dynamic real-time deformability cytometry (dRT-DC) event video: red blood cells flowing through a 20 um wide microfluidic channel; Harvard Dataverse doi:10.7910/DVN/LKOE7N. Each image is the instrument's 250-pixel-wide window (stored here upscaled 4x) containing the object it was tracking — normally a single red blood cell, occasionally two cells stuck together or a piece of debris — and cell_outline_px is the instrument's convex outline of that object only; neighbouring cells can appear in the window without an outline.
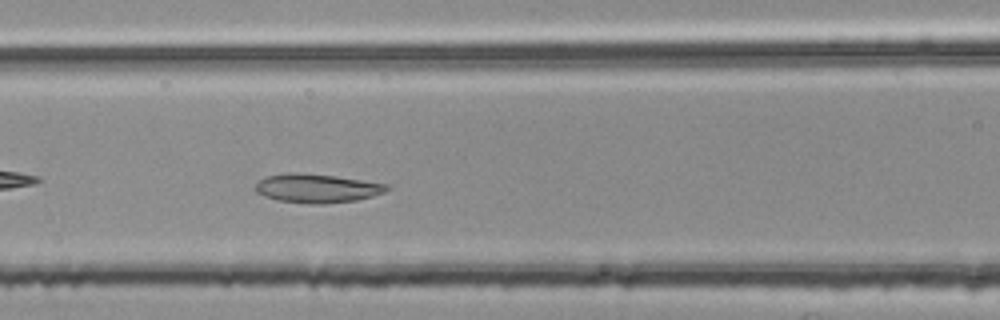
{"species": "common noctule bat (a hibernating species)", "species_latin": "Nyctalus noctula", "temperature_condition": "room temperature", "stored_images_in_passage": 32, "camera_frame_rate_fps": 3000, "um_per_image_px": 0.085, "animal": {"sex": "female", "body_mass_g": 25.1}, "frame": {"image": 1, "passage_image": 8, "time_ms": 2.333, "image_size_px": [1000, 320], "cell_outline_px": [[388, 188], [384, 192], [372, 196], [356, 200], [324, 204], [312, 204], [276, 200], [264, 196], [256, 192], [252, 188], [260, 180], [268, 176], [288, 172], [296, 172], [336, 176], [388, 184]], "centroid_in_image_um": [26.9, 16.0], "position_along_channel_um": 139.7, "area_um2": 22.08}}
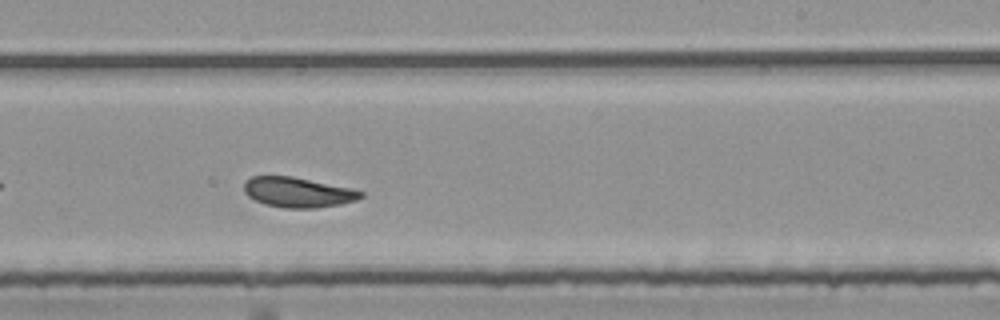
{"frame": {"image": 2, "passage_image": 18, "time_ms": 5.667, "image_size_px": [1000, 320], "cell_outline_px": [[364, 196], [356, 200], [340, 204], [316, 208], [284, 208], [264, 204], [248, 196], [244, 192], [244, 180], [252, 176], [292, 176], [352, 188], [364, 192]], "centroid_in_image_um": [25.32, 16.34], "position_along_channel_um": 263.7, "area_um2": 20.58}}
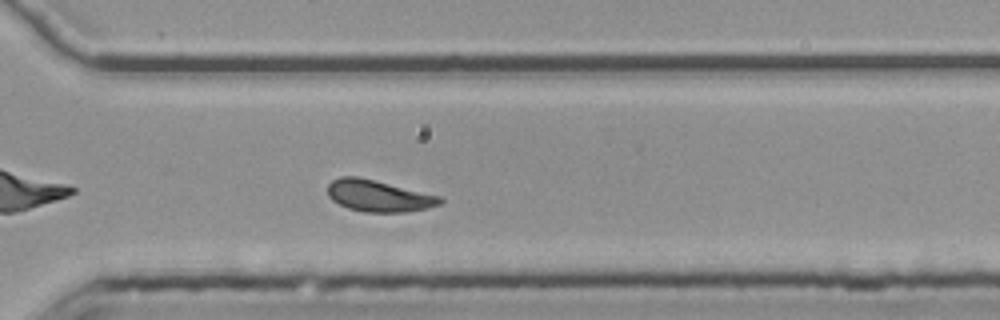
{"frame": {"image": 3, "passage_image": 24, "time_ms": 7.667, "image_size_px": [1000, 320], "cell_outline_px": [[444, 200], [440, 204], [428, 208], [408, 212], [364, 212], [348, 208], [332, 200], [328, 196], [328, 184], [332, 180], [340, 176], [356, 176], [444, 196]], "centroid_in_image_um": [32.22, 16.65], "position_along_channel_um": 338.4, "area_um2": 20.87}, "authors_computed_cell_mechanics": {"area_um2": 20.6057, "velocity_mm_per_s": 3.7409, "shape_relaxation_time_tau1_ms": null, "shape_relaxation_time_tau2_ms": 2.5407, "deformation_change_tau1": null, "deformation_change_tau2": 0.0786}}